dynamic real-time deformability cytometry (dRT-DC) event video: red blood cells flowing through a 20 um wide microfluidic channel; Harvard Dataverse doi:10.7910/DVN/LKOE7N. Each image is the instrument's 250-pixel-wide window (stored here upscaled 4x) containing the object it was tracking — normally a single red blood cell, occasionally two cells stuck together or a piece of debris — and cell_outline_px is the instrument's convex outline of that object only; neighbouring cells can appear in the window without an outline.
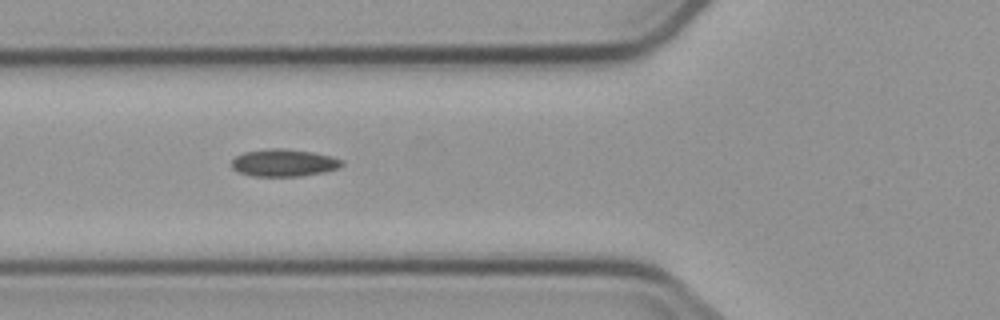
{"species": "common noctule bat (a hibernating species)", "species_latin": "Nyctalus noctula", "temperature_condition": "cold", "stored_images_in_passage": 9, "camera_frame_rate_fps": 3000, "um_per_image_px": 0.085, "animal": {"sex": "male", "body_mass_g": 23.1, "forearm_length_mm": 52.7}, "frame": {"image": 1, "passage_image": 8, "time_ms": 10.0, "image_size_px": [1000, 320], "cell_outline_px": [[344, 164], [340, 168], [324, 172], [300, 176], [252, 176], [240, 172], [232, 168], [232, 160], [236, 156], [244, 152], [272, 148], [284, 148], [312, 152], [332, 156], [344, 160]], "centroid_in_image_um": [24.17, 13.83], "position_along_channel_um": 101.6, "area_um2": 17.63}}
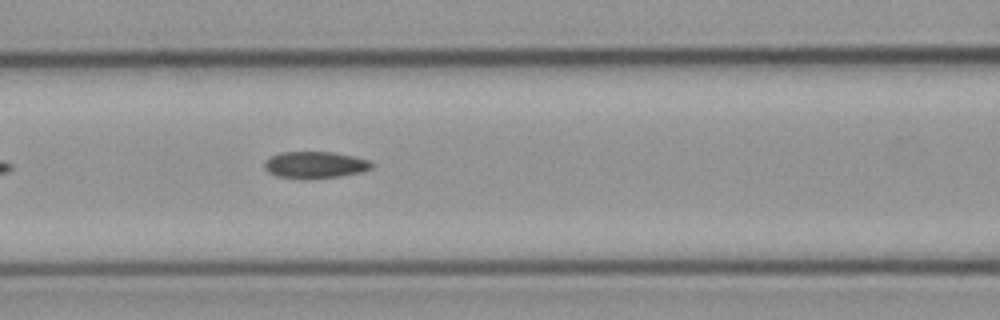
{"frame": {"image": 2, "passage_image": 9, "time_ms": 11.0, "image_size_px": [1000, 320], "cell_outline_px": [[372, 168], [360, 172], [340, 176], [304, 180], [300, 180], [276, 176], [268, 172], [264, 168], [264, 164], [272, 156], [280, 152], [332, 152], [352, 156], [368, 160], [372, 164]], "centroid_in_image_um": [26.74, 14.03], "position_along_channel_um": 139.9, "area_um2": 16.76}}